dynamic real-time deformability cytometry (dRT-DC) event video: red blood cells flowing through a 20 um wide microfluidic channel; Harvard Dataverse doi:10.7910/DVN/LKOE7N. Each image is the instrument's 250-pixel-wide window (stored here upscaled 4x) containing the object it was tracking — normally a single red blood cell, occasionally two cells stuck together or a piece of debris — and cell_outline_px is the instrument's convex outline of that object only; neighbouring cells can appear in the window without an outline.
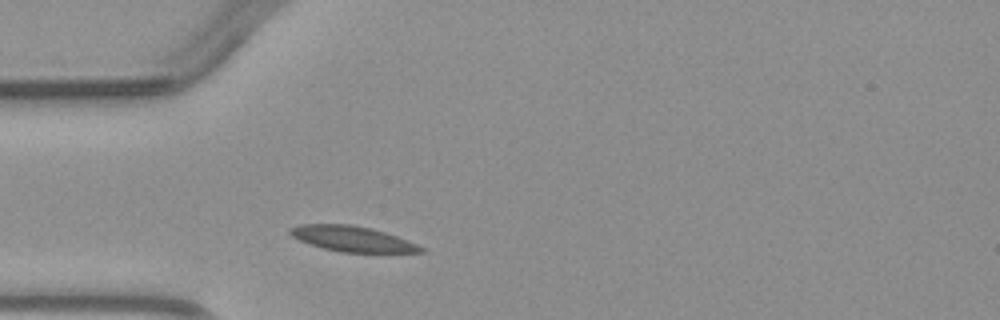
{"species": "common noctule bat (a hibernating species)", "species_latin": "Nyctalus noctula", "temperature_condition": "warm", "stored_images_in_passage": 1, "camera_frame_rate_fps": 3000, "um_per_image_px": 0.085, "animal": {"sex": "male", "body_mass_g": 23.1, "forearm_length_mm": 52.7}, "frame": {"image": 1, "passage_image": 1, "time_ms": 0.0, "image_size_px": [1000, 320], "cell_outline_px": [[424, 252], [340, 252], [324, 248], [300, 240], [292, 236], [288, 232], [288, 228], [300, 224], [352, 224], [372, 228], [408, 240], [424, 248]], "centroid_in_image_um": [29.92, 20.28], "position_along_channel_um": 55.1, "area_um2": 19.19}}